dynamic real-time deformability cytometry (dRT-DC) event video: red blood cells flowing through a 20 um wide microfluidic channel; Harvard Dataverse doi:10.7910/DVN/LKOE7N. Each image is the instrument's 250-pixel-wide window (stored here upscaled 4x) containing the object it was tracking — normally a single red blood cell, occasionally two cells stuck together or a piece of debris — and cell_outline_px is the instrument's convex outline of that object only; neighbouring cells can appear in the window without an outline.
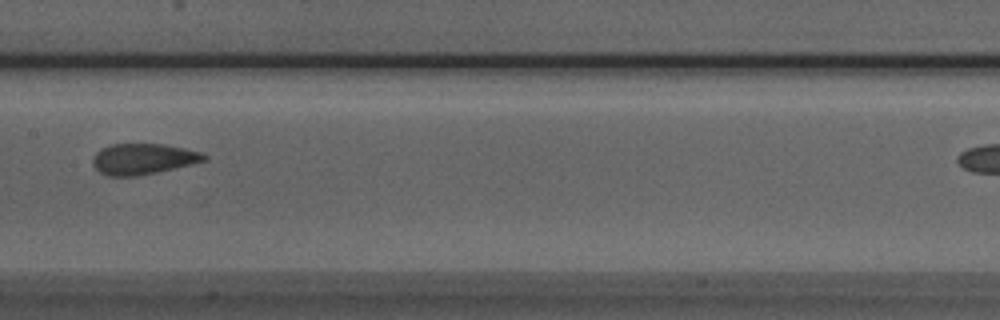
{"species": "Egyptian fruit bat (a non-hibernating species)", "species_latin": "Rousettus aegyptiacus", "temperature_condition": "room temperature", "stored_images_in_passage": 7, "segment_of_instrument_passage": [1, 2], "camera_frame_rate_fps": 3000, "um_per_image_px": 0.085, "animal": {"sex": "male"}, "frame": {"image": 1, "passage_image": 6, "time_ms": 1.667, "image_size_px": [1000, 320], "cell_outline_px": [[208, 160], [192, 164], [156, 172], [136, 176], [108, 176], [100, 172], [92, 164], [92, 160], [96, 152], [112, 144], [164, 144], [184, 148], [200, 152], [208, 156]], "centroid_in_image_um": [12.18, 13.51], "position_along_channel_um": 195.2, "area_um2": 19.88}}